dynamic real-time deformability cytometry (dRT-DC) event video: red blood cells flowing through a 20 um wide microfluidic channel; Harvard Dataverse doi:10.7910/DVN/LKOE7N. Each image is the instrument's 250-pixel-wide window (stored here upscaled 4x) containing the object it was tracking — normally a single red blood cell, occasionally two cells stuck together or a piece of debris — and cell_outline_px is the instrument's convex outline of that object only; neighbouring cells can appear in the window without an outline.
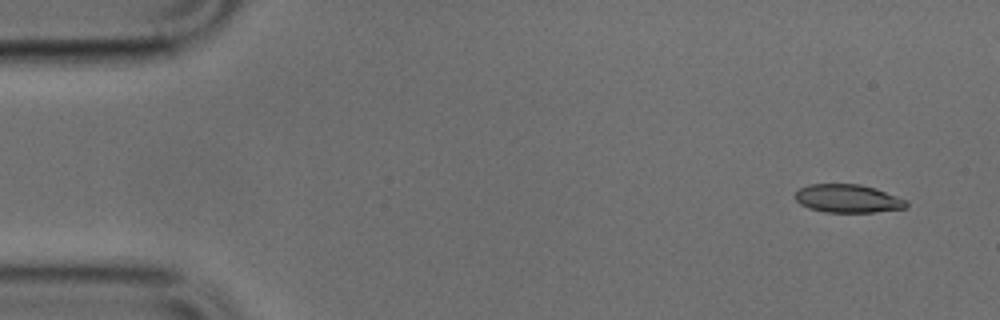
{"species": "common noctule bat (a hibernating species)", "species_latin": "Nyctalus noctula", "temperature_condition": "cold", "stored_images_in_passage": 12, "camera_frame_rate_fps": 3000, "um_per_image_px": 0.085, "animal": {"sex": "male", "body_mass_g": 17.9, "forearm_length_mm": 54.2}, "frame": {"image": 1, "passage_image": 1, "time_ms": 0.0, "image_size_px": [1000, 320], "cell_outline_px": [[908, 204], [904, 208], [872, 212], [824, 212], [808, 208], [800, 204], [796, 200], [796, 192], [800, 188], [808, 184], [860, 184], [876, 188], [908, 200]], "centroid_in_image_um": [72.07, 16.87], "position_along_channel_um": 12.9, "area_um2": 18.32}}